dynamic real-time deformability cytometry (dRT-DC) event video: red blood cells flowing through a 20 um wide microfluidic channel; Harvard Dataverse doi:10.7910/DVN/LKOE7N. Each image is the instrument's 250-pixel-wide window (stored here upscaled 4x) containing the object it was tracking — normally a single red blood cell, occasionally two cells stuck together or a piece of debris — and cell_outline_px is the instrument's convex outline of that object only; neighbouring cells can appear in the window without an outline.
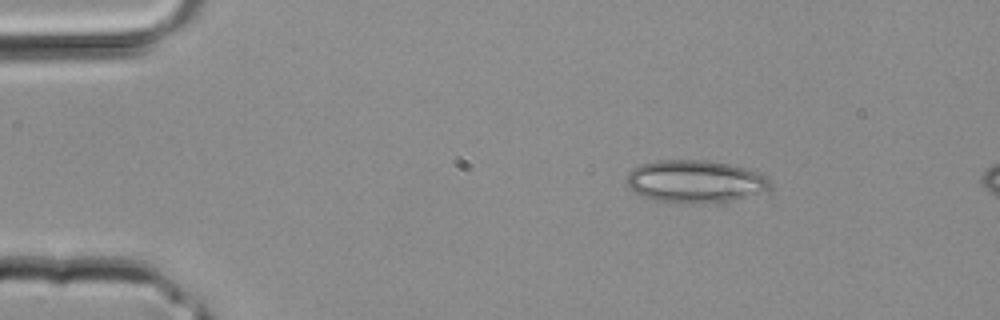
{"species": "common noctule bat (a hibernating species)", "species_latin": "Nyctalus noctula", "temperature_condition": "room temperature", "stored_images_in_passage": 4, "camera_frame_rate_fps": 3000, "um_per_image_px": 0.085, "animal": {"sex": "male", "body_mass_g": 20.4}, "frame": {"image": 1, "passage_image": 1, "time_ms": 0.0, "image_size_px": [1000, 320], "cell_outline_px": [[772, 192], [768, 196], [724, 204], [680, 204], [652, 200], [640, 196], [632, 192], [628, 188], [628, 172], [632, 168], [640, 164], [656, 160], [708, 160], [728, 164], [760, 172], [768, 176], [772, 184]], "centroid_in_image_um": [59.26, 15.49], "position_along_channel_um": 25.7, "area_um2": 37.92}}